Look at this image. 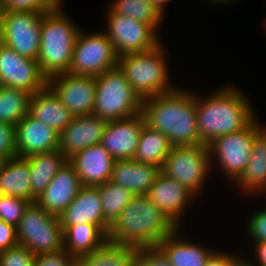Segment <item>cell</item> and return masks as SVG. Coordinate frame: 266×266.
Wrapping results in <instances>:
<instances>
[{
    "label": "cell",
    "instance_id": "obj_9",
    "mask_svg": "<svg viewBox=\"0 0 266 266\" xmlns=\"http://www.w3.org/2000/svg\"><path fill=\"white\" fill-rule=\"evenodd\" d=\"M256 118L241 130L219 136L208 145L210 162L215 156L216 162L228 179L236 181L250 160L255 134L262 128Z\"/></svg>",
    "mask_w": 266,
    "mask_h": 266
},
{
    "label": "cell",
    "instance_id": "obj_19",
    "mask_svg": "<svg viewBox=\"0 0 266 266\" xmlns=\"http://www.w3.org/2000/svg\"><path fill=\"white\" fill-rule=\"evenodd\" d=\"M63 232L75 224H95L106 234L109 224L104 220L102 201L97 186H82L70 205L59 216Z\"/></svg>",
    "mask_w": 266,
    "mask_h": 266
},
{
    "label": "cell",
    "instance_id": "obj_5",
    "mask_svg": "<svg viewBox=\"0 0 266 266\" xmlns=\"http://www.w3.org/2000/svg\"><path fill=\"white\" fill-rule=\"evenodd\" d=\"M165 57L163 45L158 44L151 50L118 58V67L142 100L176 88L169 83L170 76Z\"/></svg>",
    "mask_w": 266,
    "mask_h": 266
},
{
    "label": "cell",
    "instance_id": "obj_42",
    "mask_svg": "<svg viewBox=\"0 0 266 266\" xmlns=\"http://www.w3.org/2000/svg\"><path fill=\"white\" fill-rule=\"evenodd\" d=\"M235 255V256H234ZM243 258L228 252L215 251L207 260L205 266H237Z\"/></svg>",
    "mask_w": 266,
    "mask_h": 266
},
{
    "label": "cell",
    "instance_id": "obj_4",
    "mask_svg": "<svg viewBox=\"0 0 266 266\" xmlns=\"http://www.w3.org/2000/svg\"><path fill=\"white\" fill-rule=\"evenodd\" d=\"M64 14L61 7L43 14L37 62L47 79L67 73L71 67L80 29Z\"/></svg>",
    "mask_w": 266,
    "mask_h": 266
},
{
    "label": "cell",
    "instance_id": "obj_31",
    "mask_svg": "<svg viewBox=\"0 0 266 266\" xmlns=\"http://www.w3.org/2000/svg\"><path fill=\"white\" fill-rule=\"evenodd\" d=\"M31 93L0 86V122L16 126L29 113Z\"/></svg>",
    "mask_w": 266,
    "mask_h": 266
},
{
    "label": "cell",
    "instance_id": "obj_28",
    "mask_svg": "<svg viewBox=\"0 0 266 266\" xmlns=\"http://www.w3.org/2000/svg\"><path fill=\"white\" fill-rule=\"evenodd\" d=\"M64 249L75 258L99 249L107 234L95 224H75L63 232Z\"/></svg>",
    "mask_w": 266,
    "mask_h": 266
},
{
    "label": "cell",
    "instance_id": "obj_26",
    "mask_svg": "<svg viewBox=\"0 0 266 266\" xmlns=\"http://www.w3.org/2000/svg\"><path fill=\"white\" fill-rule=\"evenodd\" d=\"M30 164L26 158L13 157L0 162V192L31 203Z\"/></svg>",
    "mask_w": 266,
    "mask_h": 266
},
{
    "label": "cell",
    "instance_id": "obj_14",
    "mask_svg": "<svg viewBox=\"0 0 266 266\" xmlns=\"http://www.w3.org/2000/svg\"><path fill=\"white\" fill-rule=\"evenodd\" d=\"M74 117L93 114L96 77L62 73L51 76L47 84Z\"/></svg>",
    "mask_w": 266,
    "mask_h": 266
},
{
    "label": "cell",
    "instance_id": "obj_23",
    "mask_svg": "<svg viewBox=\"0 0 266 266\" xmlns=\"http://www.w3.org/2000/svg\"><path fill=\"white\" fill-rule=\"evenodd\" d=\"M29 113L59 134L74 118L48 85L31 95Z\"/></svg>",
    "mask_w": 266,
    "mask_h": 266
},
{
    "label": "cell",
    "instance_id": "obj_17",
    "mask_svg": "<svg viewBox=\"0 0 266 266\" xmlns=\"http://www.w3.org/2000/svg\"><path fill=\"white\" fill-rule=\"evenodd\" d=\"M146 196L180 228L182 213L195 195L178 181L159 173Z\"/></svg>",
    "mask_w": 266,
    "mask_h": 266
},
{
    "label": "cell",
    "instance_id": "obj_35",
    "mask_svg": "<svg viewBox=\"0 0 266 266\" xmlns=\"http://www.w3.org/2000/svg\"><path fill=\"white\" fill-rule=\"evenodd\" d=\"M0 266H35V255L20 244L0 251Z\"/></svg>",
    "mask_w": 266,
    "mask_h": 266
},
{
    "label": "cell",
    "instance_id": "obj_25",
    "mask_svg": "<svg viewBox=\"0 0 266 266\" xmlns=\"http://www.w3.org/2000/svg\"><path fill=\"white\" fill-rule=\"evenodd\" d=\"M248 195L266 190V127L261 128L253 142L252 154L241 176L235 181Z\"/></svg>",
    "mask_w": 266,
    "mask_h": 266
},
{
    "label": "cell",
    "instance_id": "obj_16",
    "mask_svg": "<svg viewBox=\"0 0 266 266\" xmlns=\"http://www.w3.org/2000/svg\"><path fill=\"white\" fill-rule=\"evenodd\" d=\"M107 123L94 114L74 117L59 134L58 149L69 160L81 150L99 144Z\"/></svg>",
    "mask_w": 266,
    "mask_h": 266
},
{
    "label": "cell",
    "instance_id": "obj_32",
    "mask_svg": "<svg viewBox=\"0 0 266 266\" xmlns=\"http://www.w3.org/2000/svg\"><path fill=\"white\" fill-rule=\"evenodd\" d=\"M108 9L116 14L146 23L156 31L165 17L151 0H113Z\"/></svg>",
    "mask_w": 266,
    "mask_h": 266
},
{
    "label": "cell",
    "instance_id": "obj_11",
    "mask_svg": "<svg viewBox=\"0 0 266 266\" xmlns=\"http://www.w3.org/2000/svg\"><path fill=\"white\" fill-rule=\"evenodd\" d=\"M43 14L36 11L5 10L0 42L21 56L37 60Z\"/></svg>",
    "mask_w": 266,
    "mask_h": 266
},
{
    "label": "cell",
    "instance_id": "obj_7",
    "mask_svg": "<svg viewBox=\"0 0 266 266\" xmlns=\"http://www.w3.org/2000/svg\"><path fill=\"white\" fill-rule=\"evenodd\" d=\"M18 244L35 256L64 249L63 229L59 217L46 212L37 202H31L16 226Z\"/></svg>",
    "mask_w": 266,
    "mask_h": 266
},
{
    "label": "cell",
    "instance_id": "obj_12",
    "mask_svg": "<svg viewBox=\"0 0 266 266\" xmlns=\"http://www.w3.org/2000/svg\"><path fill=\"white\" fill-rule=\"evenodd\" d=\"M107 15L108 29L104 33L112 42L118 58L126 54L151 50L161 43L157 31L152 26L116 14L110 9Z\"/></svg>",
    "mask_w": 266,
    "mask_h": 266
},
{
    "label": "cell",
    "instance_id": "obj_44",
    "mask_svg": "<svg viewBox=\"0 0 266 266\" xmlns=\"http://www.w3.org/2000/svg\"><path fill=\"white\" fill-rule=\"evenodd\" d=\"M152 3L156 6V8L162 13L164 14L165 10H166V4L171 1V0H151ZM165 9V10H164Z\"/></svg>",
    "mask_w": 266,
    "mask_h": 266
},
{
    "label": "cell",
    "instance_id": "obj_10",
    "mask_svg": "<svg viewBox=\"0 0 266 266\" xmlns=\"http://www.w3.org/2000/svg\"><path fill=\"white\" fill-rule=\"evenodd\" d=\"M118 66L112 42L104 32L85 34L80 30L68 73L99 76Z\"/></svg>",
    "mask_w": 266,
    "mask_h": 266
},
{
    "label": "cell",
    "instance_id": "obj_20",
    "mask_svg": "<svg viewBox=\"0 0 266 266\" xmlns=\"http://www.w3.org/2000/svg\"><path fill=\"white\" fill-rule=\"evenodd\" d=\"M82 188L75 168L67 162L36 202L49 214L59 217Z\"/></svg>",
    "mask_w": 266,
    "mask_h": 266
},
{
    "label": "cell",
    "instance_id": "obj_27",
    "mask_svg": "<svg viewBox=\"0 0 266 266\" xmlns=\"http://www.w3.org/2000/svg\"><path fill=\"white\" fill-rule=\"evenodd\" d=\"M26 159L30 164L31 202H36V199L44 192L56 173L68 162V159L59 149L34 154Z\"/></svg>",
    "mask_w": 266,
    "mask_h": 266
},
{
    "label": "cell",
    "instance_id": "obj_15",
    "mask_svg": "<svg viewBox=\"0 0 266 266\" xmlns=\"http://www.w3.org/2000/svg\"><path fill=\"white\" fill-rule=\"evenodd\" d=\"M144 125L145 118L142 113L125 119L108 121L100 144L115 160L133 159Z\"/></svg>",
    "mask_w": 266,
    "mask_h": 266
},
{
    "label": "cell",
    "instance_id": "obj_47",
    "mask_svg": "<svg viewBox=\"0 0 266 266\" xmlns=\"http://www.w3.org/2000/svg\"><path fill=\"white\" fill-rule=\"evenodd\" d=\"M211 1H212V2H215V3H216V2H217V3H218V2H219V3H222V1L225 2V3H226V2H231L230 0H210L209 2H211Z\"/></svg>",
    "mask_w": 266,
    "mask_h": 266
},
{
    "label": "cell",
    "instance_id": "obj_29",
    "mask_svg": "<svg viewBox=\"0 0 266 266\" xmlns=\"http://www.w3.org/2000/svg\"><path fill=\"white\" fill-rule=\"evenodd\" d=\"M139 249L106 241L99 249L77 257L76 266H137Z\"/></svg>",
    "mask_w": 266,
    "mask_h": 266
},
{
    "label": "cell",
    "instance_id": "obj_1",
    "mask_svg": "<svg viewBox=\"0 0 266 266\" xmlns=\"http://www.w3.org/2000/svg\"><path fill=\"white\" fill-rule=\"evenodd\" d=\"M145 124L165 134L173 146L199 145L196 93L184 89L158 94L143 100Z\"/></svg>",
    "mask_w": 266,
    "mask_h": 266
},
{
    "label": "cell",
    "instance_id": "obj_36",
    "mask_svg": "<svg viewBox=\"0 0 266 266\" xmlns=\"http://www.w3.org/2000/svg\"><path fill=\"white\" fill-rule=\"evenodd\" d=\"M62 0H2L6 10L36 11L46 13L58 9Z\"/></svg>",
    "mask_w": 266,
    "mask_h": 266
},
{
    "label": "cell",
    "instance_id": "obj_21",
    "mask_svg": "<svg viewBox=\"0 0 266 266\" xmlns=\"http://www.w3.org/2000/svg\"><path fill=\"white\" fill-rule=\"evenodd\" d=\"M68 162L75 168L82 186H98L111 179L115 159L99 143L81 150Z\"/></svg>",
    "mask_w": 266,
    "mask_h": 266
},
{
    "label": "cell",
    "instance_id": "obj_37",
    "mask_svg": "<svg viewBox=\"0 0 266 266\" xmlns=\"http://www.w3.org/2000/svg\"><path fill=\"white\" fill-rule=\"evenodd\" d=\"M17 157L16 126L0 122V160Z\"/></svg>",
    "mask_w": 266,
    "mask_h": 266
},
{
    "label": "cell",
    "instance_id": "obj_13",
    "mask_svg": "<svg viewBox=\"0 0 266 266\" xmlns=\"http://www.w3.org/2000/svg\"><path fill=\"white\" fill-rule=\"evenodd\" d=\"M48 84L37 60L19 55L0 42V86L22 89L31 94Z\"/></svg>",
    "mask_w": 266,
    "mask_h": 266
},
{
    "label": "cell",
    "instance_id": "obj_18",
    "mask_svg": "<svg viewBox=\"0 0 266 266\" xmlns=\"http://www.w3.org/2000/svg\"><path fill=\"white\" fill-rule=\"evenodd\" d=\"M59 133L30 113L16 124L17 156L26 158L34 154L58 149Z\"/></svg>",
    "mask_w": 266,
    "mask_h": 266
},
{
    "label": "cell",
    "instance_id": "obj_24",
    "mask_svg": "<svg viewBox=\"0 0 266 266\" xmlns=\"http://www.w3.org/2000/svg\"><path fill=\"white\" fill-rule=\"evenodd\" d=\"M179 229L167 236L156 247L165 255L172 266H205L215 250L206 249L193 242L179 240Z\"/></svg>",
    "mask_w": 266,
    "mask_h": 266
},
{
    "label": "cell",
    "instance_id": "obj_30",
    "mask_svg": "<svg viewBox=\"0 0 266 266\" xmlns=\"http://www.w3.org/2000/svg\"><path fill=\"white\" fill-rule=\"evenodd\" d=\"M172 147L173 145L165 134L145 124L133 159L143 163L155 164L161 168Z\"/></svg>",
    "mask_w": 266,
    "mask_h": 266
},
{
    "label": "cell",
    "instance_id": "obj_8",
    "mask_svg": "<svg viewBox=\"0 0 266 266\" xmlns=\"http://www.w3.org/2000/svg\"><path fill=\"white\" fill-rule=\"evenodd\" d=\"M211 166L208 145L173 146L160 172L178 181L196 196L204 187Z\"/></svg>",
    "mask_w": 266,
    "mask_h": 266
},
{
    "label": "cell",
    "instance_id": "obj_6",
    "mask_svg": "<svg viewBox=\"0 0 266 266\" xmlns=\"http://www.w3.org/2000/svg\"><path fill=\"white\" fill-rule=\"evenodd\" d=\"M142 104L118 66L96 76L94 115L106 121L125 119L141 113Z\"/></svg>",
    "mask_w": 266,
    "mask_h": 266
},
{
    "label": "cell",
    "instance_id": "obj_33",
    "mask_svg": "<svg viewBox=\"0 0 266 266\" xmlns=\"http://www.w3.org/2000/svg\"><path fill=\"white\" fill-rule=\"evenodd\" d=\"M97 187L102 201L104 220L111 225L135 195L129 189L110 180Z\"/></svg>",
    "mask_w": 266,
    "mask_h": 266
},
{
    "label": "cell",
    "instance_id": "obj_46",
    "mask_svg": "<svg viewBox=\"0 0 266 266\" xmlns=\"http://www.w3.org/2000/svg\"><path fill=\"white\" fill-rule=\"evenodd\" d=\"M237 266H252V265L248 262V260L244 259L243 257V259L238 263Z\"/></svg>",
    "mask_w": 266,
    "mask_h": 266
},
{
    "label": "cell",
    "instance_id": "obj_40",
    "mask_svg": "<svg viewBox=\"0 0 266 266\" xmlns=\"http://www.w3.org/2000/svg\"><path fill=\"white\" fill-rule=\"evenodd\" d=\"M247 233L254 242L266 241V209L257 211L248 221Z\"/></svg>",
    "mask_w": 266,
    "mask_h": 266
},
{
    "label": "cell",
    "instance_id": "obj_34",
    "mask_svg": "<svg viewBox=\"0 0 266 266\" xmlns=\"http://www.w3.org/2000/svg\"><path fill=\"white\" fill-rule=\"evenodd\" d=\"M29 204L30 202L25 199L2 195L0 198V220L16 227Z\"/></svg>",
    "mask_w": 266,
    "mask_h": 266
},
{
    "label": "cell",
    "instance_id": "obj_41",
    "mask_svg": "<svg viewBox=\"0 0 266 266\" xmlns=\"http://www.w3.org/2000/svg\"><path fill=\"white\" fill-rule=\"evenodd\" d=\"M18 244L16 227L0 220V251Z\"/></svg>",
    "mask_w": 266,
    "mask_h": 266
},
{
    "label": "cell",
    "instance_id": "obj_3",
    "mask_svg": "<svg viewBox=\"0 0 266 266\" xmlns=\"http://www.w3.org/2000/svg\"><path fill=\"white\" fill-rule=\"evenodd\" d=\"M201 98L196 95L200 144L209 145L219 136L241 130L257 116L247 97L230 85Z\"/></svg>",
    "mask_w": 266,
    "mask_h": 266
},
{
    "label": "cell",
    "instance_id": "obj_39",
    "mask_svg": "<svg viewBox=\"0 0 266 266\" xmlns=\"http://www.w3.org/2000/svg\"><path fill=\"white\" fill-rule=\"evenodd\" d=\"M137 266H172L157 247L139 249Z\"/></svg>",
    "mask_w": 266,
    "mask_h": 266
},
{
    "label": "cell",
    "instance_id": "obj_22",
    "mask_svg": "<svg viewBox=\"0 0 266 266\" xmlns=\"http://www.w3.org/2000/svg\"><path fill=\"white\" fill-rule=\"evenodd\" d=\"M160 173V167L134 159L115 160L110 181L129 189L134 195H146Z\"/></svg>",
    "mask_w": 266,
    "mask_h": 266
},
{
    "label": "cell",
    "instance_id": "obj_43",
    "mask_svg": "<svg viewBox=\"0 0 266 266\" xmlns=\"http://www.w3.org/2000/svg\"><path fill=\"white\" fill-rule=\"evenodd\" d=\"M255 250H254V255L256 257L257 261L255 262L257 265L252 264L251 262L248 261L252 266H266V241L265 242H255Z\"/></svg>",
    "mask_w": 266,
    "mask_h": 266
},
{
    "label": "cell",
    "instance_id": "obj_38",
    "mask_svg": "<svg viewBox=\"0 0 266 266\" xmlns=\"http://www.w3.org/2000/svg\"><path fill=\"white\" fill-rule=\"evenodd\" d=\"M35 266H76V258L62 249L35 256Z\"/></svg>",
    "mask_w": 266,
    "mask_h": 266
},
{
    "label": "cell",
    "instance_id": "obj_45",
    "mask_svg": "<svg viewBox=\"0 0 266 266\" xmlns=\"http://www.w3.org/2000/svg\"><path fill=\"white\" fill-rule=\"evenodd\" d=\"M5 7L2 3V1H0V36L2 33V29H3V18H4V13H5Z\"/></svg>",
    "mask_w": 266,
    "mask_h": 266
},
{
    "label": "cell",
    "instance_id": "obj_2",
    "mask_svg": "<svg viewBox=\"0 0 266 266\" xmlns=\"http://www.w3.org/2000/svg\"><path fill=\"white\" fill-rule=\"evenodd\" d=\"M177 229L146 195H135L109 226L107 240L138 249L156 247Z\"/></svg>",
    "mask_w": 266,
    "mask_h": 266
}]
</instances>
